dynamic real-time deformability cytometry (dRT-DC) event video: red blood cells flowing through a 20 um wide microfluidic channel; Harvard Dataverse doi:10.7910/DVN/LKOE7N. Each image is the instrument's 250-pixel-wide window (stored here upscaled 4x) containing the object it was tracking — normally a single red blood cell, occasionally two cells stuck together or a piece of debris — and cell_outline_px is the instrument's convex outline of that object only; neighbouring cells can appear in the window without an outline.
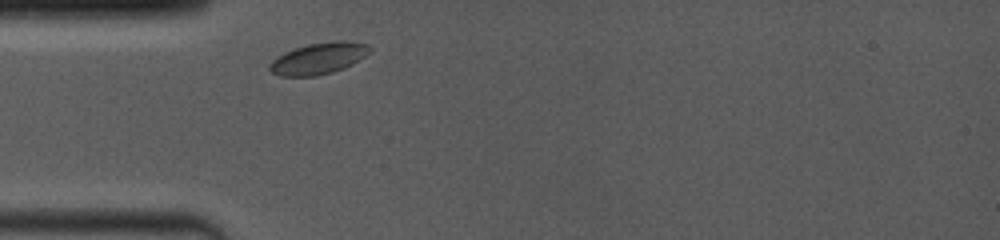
{"species": "common noctule bat (a hibernating species)", "species_latin": "Nyctalus noctula", "temperature_condition": "room temperature", "stored_images_in_passage": 26, "camera_frame_rate_fps": 4000, "um_per_image_px": 0.085, "animal": {"sex": "female", "body_mass_g": 19.0, "forearm_length_mm": 53.3}, "frame": {"image": 1, "passage_image": 2, "time_ms": 0.5, "image_size_px": [1000, 240], "cell_outline_px": [[372, 52], [352, 64], [344, 68], [332, 72], [316, 76], [280, 76], [272, 72], [268, 68], [268, 64], [276, 56], [284, 52], [308, 44], [332, 40], [348, 40], [368, 44], [372, 48]], "centroid_in_image_um": [27.11, 4.95], "position_along_channel_um": 57.9, "area_um2": 18.67}}
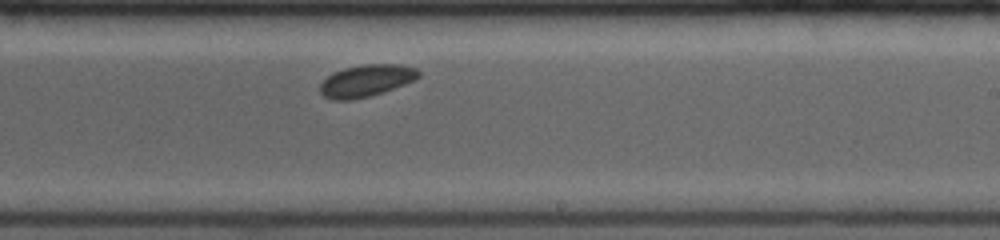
{"frame": {"image": 2, "passage_image": 16, "time_ms": 5.75, "image_size_px": [1000, 240], "cell_outline_px": [[420, 76], [416, 80], [368, 96], [348, 100], [332, 100], [324, 96], [320, 92], [320, 84], [332, 72], [344, 68], [364, 64], [400, 64], [416, 68], [420, 72]], "centroid_in_image_um": [31.13, 6.84], "position_along_channel_um": 257.9, "area_um2": 18.21}}
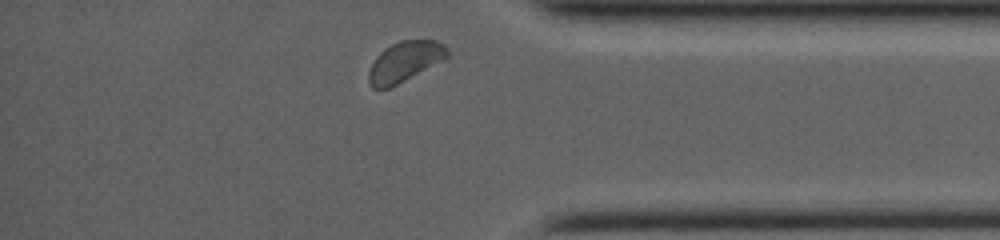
{"frame": {"image": 3, "passage_image": 26, "time_ms": 9.5, "image_size_px": [1000, 240], "cell_outline_px": [[448, 56], [444, 60], [388, 88], [372, 88], [368, 80], [368, 72], [376, 56], [380, 52], [392, 44], [400, 40], [436, 40], [448, 48]], "centroid_in_image_um": [34.4, 5.22], "position_along_channel_um": 400.8, "area_um2": 18.15}, "authors_computed_cell_mechanics": {"area_um2": 18.0336, "velocity_mm_per_s": 3.8874, "shape_relaxation_time_tau1_ms": 0.4528, "shape_relaxation_time_tau2_ms": null, "deformation_change_tau1": 0.0249, "deformation_change_tau2": null}}